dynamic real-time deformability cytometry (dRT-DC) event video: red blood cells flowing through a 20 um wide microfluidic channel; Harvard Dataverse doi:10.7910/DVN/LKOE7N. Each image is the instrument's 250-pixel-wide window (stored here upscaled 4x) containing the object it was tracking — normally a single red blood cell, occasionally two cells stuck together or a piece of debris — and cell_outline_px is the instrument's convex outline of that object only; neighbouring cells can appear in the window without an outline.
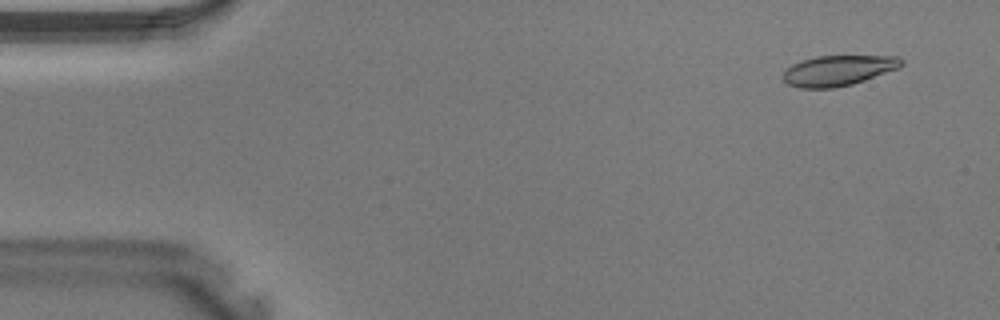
{"species": "Egyptian fruit bat (a non-hibernating species)", "species_latin": "Rousettus aegyptiacus", "temperature_condition": "warm", "stored_images_in_passage": 40, "camera_frame_rate_fps": 3000, "um_per_image_px": 0.085, "animal": {"sex": "male"}, "frame": {"image": 1, "passage_image": 3, "time_ms": 0.667, "image_size_px": [1000, 320], "cell_outline_px": [[904, 64], [900, 68], [852, 84], [832, 88], [800, 88], [788, 84], [784, 80], [784, 72], [792, 64], [800, 60], [816, 56], [900, 56], [904, 60]], "centroid_in_image_um": [71.29, 5.98], "position_along_channel_um": 13.7, "area_um2": 20.98}}
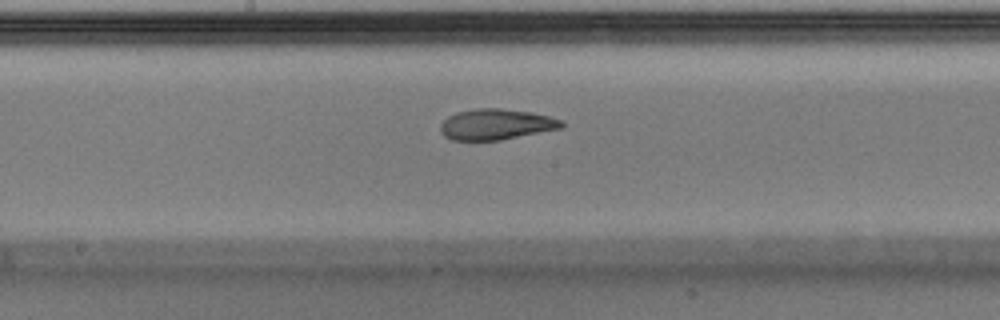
{"frame": {"image": 2, "passage_image": 21, "time_ms": 6.667, "image_size_px": [1000, 320], "cell_outline_px": [[564, 128], [500, 140], [452, 140], [444, 136], [440, 132], [440, 124], [448, 116], [456, 112], [480, 108], [500, 108], [528, 112], [548, 116], [564, 120]], "centroid_in_image_um": [42.18, 10.57], "position_along_channel_um": 206.0, "area_um2": 21.79}}
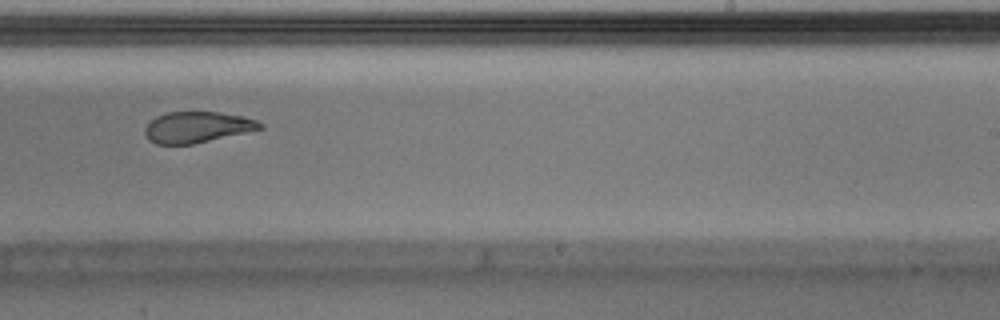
{"frame": {"image": 3, "passage_image": 25, "time_ms": 8.0, "image_size_px": [1000, 320], "cell_outline_px": [[264, 128], [192, 144], [156, 144], [148, 140], [144, 132], [144, 128], [156, 116], [168, 112], [220, 112], [244, 116], [256, 120], [264, 124]], "centroid_in_image_um": [16.76, 10.8], "position_along_channel_um": 272.2, "area_um2": 20.75}}